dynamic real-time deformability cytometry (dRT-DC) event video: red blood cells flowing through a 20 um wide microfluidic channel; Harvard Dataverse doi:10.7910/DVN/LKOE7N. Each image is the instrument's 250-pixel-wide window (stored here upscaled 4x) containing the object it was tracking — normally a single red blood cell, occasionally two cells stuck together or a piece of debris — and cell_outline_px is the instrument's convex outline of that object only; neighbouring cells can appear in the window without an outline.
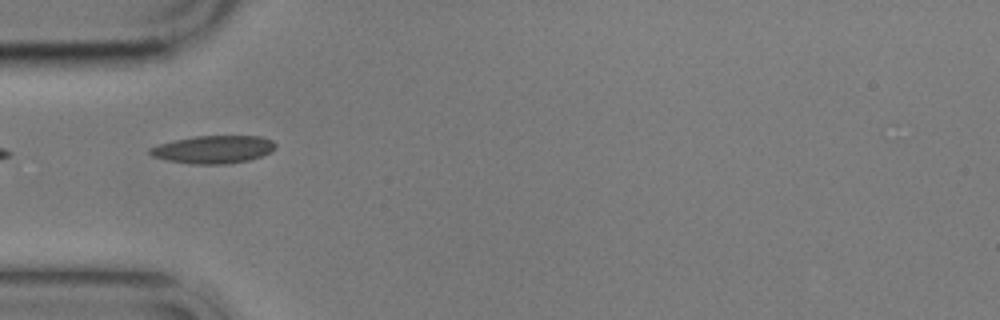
{"species": "common noctule bat (a hibernating species)", "species_latin": "Nyctalus noctula", "temperature_condition": "cold", "stored_images_in_passage": 11, "camera_frame_rate_fps": 3000, "um_per_image_px": 0.085, "animal": {"sex": "male", "body_mass_g": 17.9}, "frame": {"image": 1, "passage_image": 1, "time_ms": 0.0, "image_size_px": [1000, 320], "cell_outline_px": [[276, 148], [260, 156], [248, 160], [224, 164], [192, 164], [168, 160], [152, 156], [148, 152], [148, 148], [160, 144], [192, 136], [260, 136], [272, 140], [276, 144]], "centroid_in_image_um": [18.12, 12.69], "position_along_channel_um": 66.9, "area_um2": 20.17}}
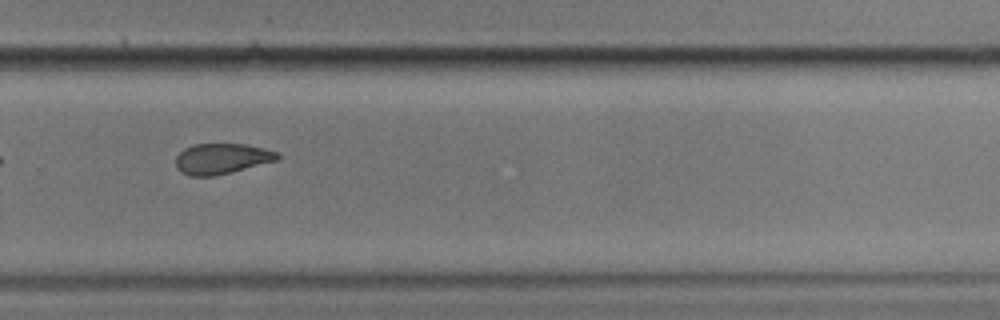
{"frame": {"image": 2, "passage_image": 7, "time_ms": 7.0, "image_size_px": [1000, 320], "cell_outline_px": [[280, 156], [276, 160], [232, 172], [212, 176], [192, 176], [180, 172], [176, 168], [176, 156], [184, 148], [196, 144], [244, 144], [264, 148], [280, 152]], "centroid_in_image_um": [18.84, 13.48], "position_along_channel_um": 311.0, "area_um2": 18.09}}
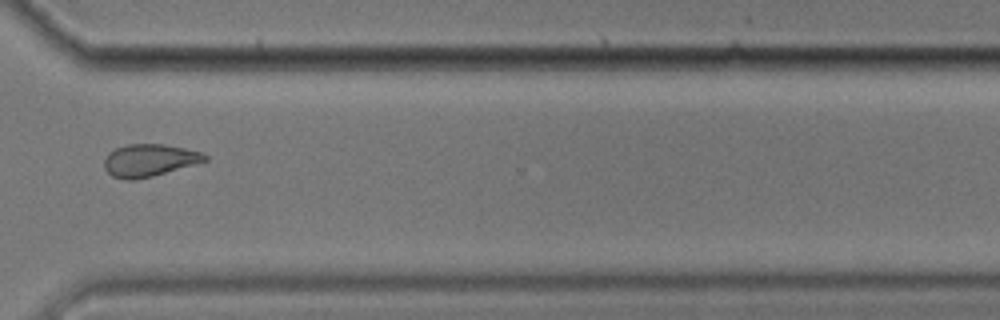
{"frame": {"image": 3, "passage_image": 8, "time_ms": 8.333, "image_size_px": [1000, 320], "cell_outline_px": [[208, 160], [152, 176], [132, 180], [124, 180], [112, 176], [104, 168], [104, 160], [108, 152], [116, 148], [128, 144], [164, 144], [184, 148], [200, 152], [208, 156]], "centroid_in_image_um": [12.65, 13.62], "position_along_channel_um": 357.9, "area_um2": 18.84}, "authors_computed_cell_mechanics": {"area_um2": 19.5364, "velocity_mm_per_s": 3.5055, "shape_relaxation_time_tau1_ms": null, "shape_relaxation_time_tau2_ms": 3.0947, "deformation_change_tau1": null, "deformation_change_tau2": 0.0856}}